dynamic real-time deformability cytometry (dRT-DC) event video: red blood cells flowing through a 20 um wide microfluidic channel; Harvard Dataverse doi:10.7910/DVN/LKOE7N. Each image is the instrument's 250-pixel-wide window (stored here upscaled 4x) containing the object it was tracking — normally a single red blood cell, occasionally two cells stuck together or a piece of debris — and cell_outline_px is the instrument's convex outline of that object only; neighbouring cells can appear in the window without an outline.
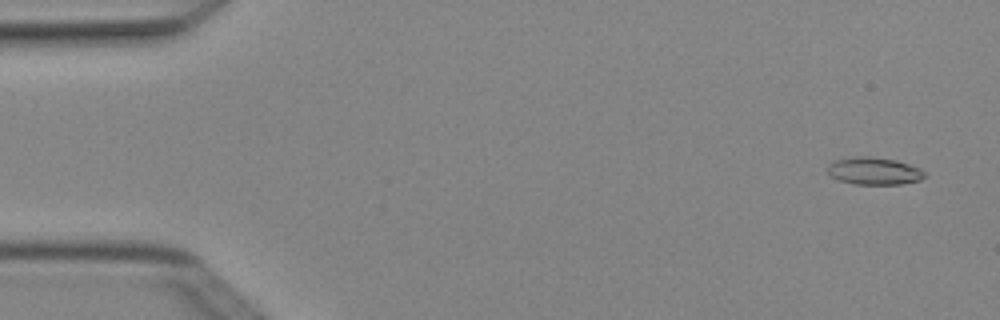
{"species": "Egyptian fruit bat (a non-hibernating species)", "species_latin": "Rousettus aegyptiacus", "temperature_condition": "cold", "stored_images_in_passage": 4, "camera_frame_rate_fps": 3000, "um_per_image_px": 0.085, "animal": {"sex": "female"}, "frame": {"image": 1, "passage_image": 1, "time_ms": 0.0, "image_size_px": [1000, 320], "cell_outline_px": [[928, 176], [920, 180], [900, 184], [856, 184], [840, 180], [832, 176], [828, 172], [828, 164], [832, 160], [856, 156], [872, 156], [896, 160], [920, 168]], "centroid_in_image_um": [74.31, 14.52], "position_along_channel_um": 10.7, "area_um2": 15.55}}